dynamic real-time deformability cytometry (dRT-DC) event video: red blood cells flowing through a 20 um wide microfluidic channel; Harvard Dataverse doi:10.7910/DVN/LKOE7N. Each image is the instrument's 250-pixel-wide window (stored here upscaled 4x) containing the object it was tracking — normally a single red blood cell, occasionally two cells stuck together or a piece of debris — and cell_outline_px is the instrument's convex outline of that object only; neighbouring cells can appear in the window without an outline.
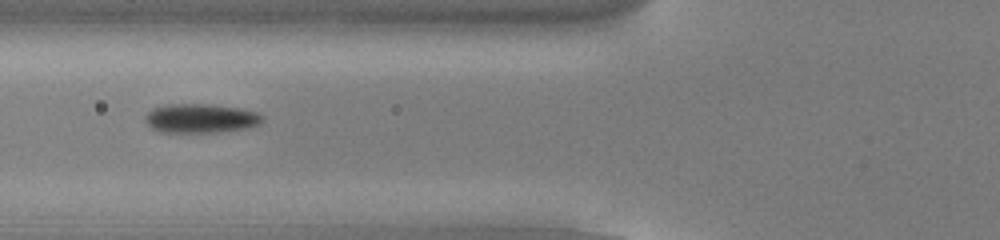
{"species": "common noctule bat (a hibernating species)", "species_latin": "Nyctalus noctula", "temperature_condition": "cold", "stored_images_in_passage": 20, "camera_frame_rate_fps": 3000, "um_per_image_px": 0.085, "animal": {"sex": "male", "body_mass_g": 13.0, "forearm_length_mm": 53.1}, "frame": {"image": 1, "passage_image": 4, "time_ms": 1.0, "image_size_px": [1000, 240], "cell_outline_px": [[264, 120], [260, 124], [248, 128], [212, 132], [160, 132], [152, 128], [144, 120], [144, 116], [152, 108], [168, 104], [208, 104], [236, 108], [256, 112], [264, 116]], "centroid_in_image_um": [17.04, 10.06], "position_along_channel_um": 108.8, "area_um2": 19.83}}
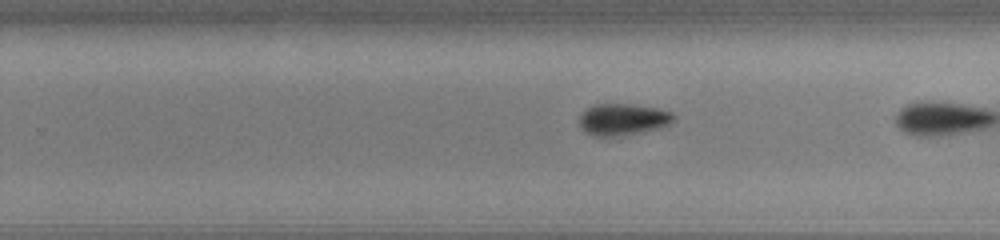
{"frame": {"image": 2, "passage_image": 15, "time_ms": 4.667, "image_size_px": [1000, 240], "cell_outline_px": [[676, 120], [660, 128], [612, 136], [596, 136], [588, 132], [580, 124], [580, 116], [588, 108], [596, 104], [628, 104], [656, 108], [672, 112], [676, 116]], "centroid_in_image_um": [53.0, 10.13], "position_along_channel_um": 276.8, "area_um2": 16.88}}